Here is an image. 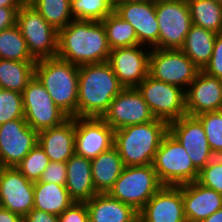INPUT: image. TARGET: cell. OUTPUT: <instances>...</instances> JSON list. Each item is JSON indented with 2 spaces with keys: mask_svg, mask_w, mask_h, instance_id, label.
<instances>
[{
  "mask_svg": "<svg viewBox=\"0 0 222 222\" xmlns=\"http://www.w3.org/2000/svg\"><path fill=\"white\" fill-rule=\"evenodd\" d=\"M110 52L101 21L74 19L58 31L57 57L77 66L107 62Z\"/></svg>",
  "mask_w": 222,
  "mask_h": 222,
  "instance_id": "6da1fadb",
  "label": "cell"
},
{
  "mask_svg": "<svg viewBox=\"0 0 222 222\" xmlns=\"http://www.w3.org/2000/svg\"><path fill=\"white\" fill-rule=\"evenodd\" d=\"M123 89L108 62L79 66L78 117L101 118Z\"/></svg>",
  "mask_w": 222,
  "mask_h": 222,
  "instance_id": "7a4b0ae2",
  "label": "cell"
},
{
  "mask_svg": "<svg viewBox=\"0 0 222 222\" xmlns=\"http://www.w3.org/2000/svg\"><path fill=\"white\" fill-rule=\"evenodd\" d=\"M169 132V123L155 119L114 130V146L125 166L153 164L156 151Z\"/></svg>",
  "mask_w": 222,
  "mask_h": 222,
  "instance_id": "3957f363",
  "label": "cell"
},
{
  "mask_svg": "<svg viewBox=\"0 0 222 222\" xmlns=\"http://www.w3.org/2000/svg\"><path fill=\"white\" fill-rule=\"evenodd\" d=\"M35 77L63 113L78 117L79 66L57 56L41 59L36 61Z\"/></svg>",
  "mask_w": 222,
  "mask_h": 222,
  "instance_id": "277c9868",
  "label": "cell"
},
{
  "mask_svg": "<svg viewBox=\"0 0 222 222\" xmlns=\"http://www.w3.org/2000/svg\"><path fill=\"white\" fill-rule=\"evenodd\" d=\"M152 165L163 186H180L198 180L199 171L170 132L164 136Z\"/></svg>",
  "mask_w": 222,
  "mask_h": 222,
  "instance_id": "5b68a950",
  "label": "cell"
},
{
  "mask_svg": "<svg viewBox=\"0 0 222 222\" xmlns=\"http://www.w3.org/2000/svg\"><path fill=\"white\" fill-rule=\"evenodd\" d=\"M162 186L152 164L125 166L108 193L139 212Z\"/></svg>",
  "mask_w": 222,
  "mask_h": 222,
  "instance_id": "8992f818",
  "label": "cell"
},
{
  "mask_svg": "<svg viewBox=\"0 0 222 222\" xmlns=\"http://www.w3.org/2000/svg\"><path fill=\"white\" fill-rule=\"evenodd\" d=\"M16 24L36 61L57 56L58 31L30 4H24L17 12Z\"/></svg>",
  "mask_w": 222,
  "mask_h": 222,
  "instance_id": "52a82bcc",
  "label": "cell"
},
{
  "mask_svg": "<svg viewBox=\"0 0 222 222\" xmlns=\"http://www.w3.org/2000/svg\"><path fill=\"white\" fill-rule=\"evenodd\" d=\"M157 119L168 123L187 115L185 90L148 75L137 87Z\"/></svg>",
  "mask_w": 222,
  "mask_h": 222,
  "instance_id": "ba28073f",
  "label": "cell"
},
{
  "mask_svg": "<svg viewBox=\"0 0 222 222\" xmlns=\"http://www.w3.org/2000/svg\"><path fill=\"white\" fill-rule=\"evenodd\" d=\"M199 71L200 68L181 49H151L149 75L156 80L179 86L186 91Z\"/></svg>",
  "mask_w": 222,
  "mask_h": 222,
  "instance_id": "9c48e42d",
  "label": "cell"
},
{
  "mask_svg": "<svg viewBox=\"0 0 222 222\" xmlns=\"http://www.w3.org/2000/svg\"><path fill=\"white\" fill-rule=\"evenodd\" d=\"M22 96L24 119L37 132L57 127L69 118L56 106L36 77L28 83Z\"/></svg>",
  "mask_w": 222,
  "mask_h": 222,
  "instance_id": "30bf717a",
  "label": "cell"
},
{
  "mask_svg": "<svg viewBox=\"0 0 222 222\" xmlns=\"http://www.w3.org/2000/svg\"><path fill=\"white\" fill-rule=\"evenodd\" d=\"M155 9L159 24V49H181L193 25L188 3L157 0Z\"/></svg>",
  "mask_w": 222,
  "mask_h": 222,
  "instance_id": "8fae6325",
  "label": "cell"
},
{
  "mask_svg": "<svg viewBox=\"0 0 222 222\" xmlns=\"http://www.w3.org/2000/svg\"><path fill=\"white\" fill-rule=\"evenodd\" d=\"M113 130L155 120L150 107L136 87L124 88L101 117Z\"/></svg>",
  "mask_w": 222,
  "mask_h": 222,
  "instance_id": "7c38bea8",
  "label": "cell"
},
{
  "mask_svg": "<svg viewBox=\"0 0 222 222\" xmlns=\"http://www.w3.org/2000/svg\"><path fill=\"white\" fill-rule=\"evenodd\" d=\"M38 143V132L24 118L0 125V166L16 167Z\"/></svg>",
  "mask_w": 222,
  "mask_h": 222,
  "instance_id": "4fadbf2b",
  "label": "cell"
},
{
  "mask_svg": "<svg viewBox=\"0 0 222 222\" xmlns=\"http://www.w3.org/2000/svg\"><path fill=\"white\" fill-rule=\"evenodd\" d=\"M114 12L134 28L139 45L159 49L155 2L121 0L114 4Z\"/></svg>",
  "mask_w": 222,
  "mask_h": 222,
  "instance_id": "5bb4252c",
  "label": "cell"
},
{
  "mask_svg": "<svg viewBox=\"0 0 222 222\" xmlns=\"http://www.w3.org/2000/svg\"><path fill=\"white\" fill-rule=\"evenodd\" d=\"M169 132L184 147L198 171L215 157L203 125L196 116L184 115L180 119L170 122Z\"/></svg>",
  "mask_w": 222,
  "mask_h": 222,
  "instance_id": "9a60e30c",
  "label": "cell"
},
{
  "mask_svg": "<svg viewBox=\"0 0 222 222\" xmlns=\"http://www.w3.org/2000/svg\"><path fill=\"white\" fill-rule=\"evenodd\" d=\"M145 47L135 45L111 50L107 62L124 88L137 87L149 75L151 49Z\"/></svg>",
  "mask_w": 222,
  "mask_h": 222,
  "instance_id": "2e32d148",
  "label": "cell"
},
{
  "mask_svg": "<svg viewBox=\"0 0 222 222\" xmlns=\"http://www.w3.org/2000/svg\"><path fill=\"white\" fill-rule=\"evenodd\" d=\"M0 207L22 217L34 208V182L16 167H0Z\"/></svg>",
  "mask_w": 222,
  "mask_h": 222,
  "instance_id": "e0dca14e",
  "label": "cell"
},
{
  "mask_svg": "<svg viewBox=\"0 0 222 222\" xmlns=\"http://www.w3.org/2000/svg\"><path fill=\"white\" fill-rule=\"evenodd\" d=\"M114 146V130L102 119L75 117V154L94 159Z\"/></svg>",
  "mask_w": 222,
  "mask_h": 222,
  "instance_id": "ac0fdd59",
  "label": "cell"
},
{
  "mask_svg": "<svg viewBox=\"0 0 222 222\" xmlns=\"http://www.w3.org/2000/svg\"><path fill=\"white\" fill-rule=\"evenodd\" d=\"M142 222H186L182 185L162 186L138 212Z\"/></svg>",
  "mask_w": 222,
  "mask_h": 222,
  "instance_id": "d6986e66",
  "label": "cell"
},
{
  "mask_svg": "<svg viewBox=\"0 0 222 222\" xmlns=\"http://www.w3.org/2000/svg\"><path fill=\"white\" fill-rule=\"evenodd\" d=\"M185 95L187 115L216 112L222 106V79L200 70Z\"/></svg>",
  "mask_w": 222,
  "mask_h": 222,
  "instance_id": "ffe728a7",
  "label": "cell"
},
{
  "mask_svg": "<svg viewBox=\"0 0 222 222\" xmlns=\"http://www.w3.org/2000/svg\"><path fill=\"white\" fill-rule=\"evenodd\" d=\"M182 198L187 222H202L222 207V194L197 180L182 185Z\"/></svg>",
  "mask_w": 222,
  "mask_h": 222,
  "instance_id": "44dd1931",
  "label": "cell"
},
{
  "mask_svg": "<svg viewBox=\"0 0 222 222\" xmlns=\"http://www.w3.org/2000/svg\"><path fill=\"white\" fill-rule=\"evenodd\" d=\"M38 144L51 162H66L75 154V117L38 132Z\"/></svg>",
  "mask_w": 222,
  "mask_h": 222,
  "instance_id": "7402d4cb",
  "label": "cell"
},
{
  "mask_svg": "<svg viewBox=\"0 0 222 222\" xmlns=\"http://www.w3.org/2000/svg\"><path fill=\"white\" fill-rule=\"evenodd\" d=\"M65 187L74 202H87L96 192L91 170V160L73 154L67 161Z\"/></svg>",
  "mask_w": 222,
  "mask_h": 222,
  "instance_id": "603a6c76",
  "label": "cell"
},
{
  "mask_svg": "<svg viewBox=\"0 0 222 222\" xmlns=\"http://www.w3.org/2000/svg\"><path fill=\"white\" fill-rule=\"evenodd\" d=\"M85 204L90 222H135L138 219V211L109 193H98Z\"/></svg>",
  "mask_w": 222,
  "mask_h": 222,
  "instance_id": "cb8c5ba5",
  "label": "cell"
},
{
  "mask_svg": "<svg viewBox=\"0 0 222 222\" xmlns=\"http://www.w3.org/2000/svg\"><path fill=\"white\" fill-rule=\"evenodd\" d=\"M125 165L115 146L91 159L92 179L97 193H108Z\"/></svg>",
  "mask_w": 222,
  "mask_h": 222,
  "instance_id": "d4e9b609",
  "label": "cell"
},
{
  "mask_svg": "<svg viewBox=\"0 0 222 222\" xmlns=\"http://www.w3.org/2000/svg\"><path fill=\"white\" fill-rule=\"evenodd\" d=\"M73 202L65 185L34 182V209L59 216Z\"/></svg>",
  "mask_w": 222,
  "mask_h": 222,
  "instance_id": "484cf974",
  "label": "cell"
},
{
  "mask_svg": "<svg viewBox=\"0 0 222 222\" xmlns=\"http://www.w3.org/2000/svg\"><path fill=\"white\" fill-rule=\"evenodd\" d=\"M217 33L192 25L181 50L202 70L209 62Z\"/></svg>",
  "mask_w": 222,
  "mask_h": 222,
  "instance_id": "4316f807",
  "label": "cell"
},
{
  "mask_svg": "<svg viewBox=\"0 0 222 222\" xmlns=\"http://www.w3.org/2000/svg\"><path fill=\"white\" fill-rule=\"evenodd\" d=\"M36 62L0 59V89L22 93L35 77Z\"/></svg>",
  "mask_w": 222,
  "mask_h": 222,
  "instance_id": "83f0119b",
  "label": "cell"
},
{
  "mask_svg": "<svg viewBox=\"0 0 222 222\" xmlns=\"http://www.w3.org/2000/svg\"><path fill=\"white\" fill-rule=\"evenodd\" d=\"M192 24L206 30L222 32V4L213 0H187Z\"/></svg>",
  "mask_w": 222,
  "mask_h": 222,
  "instance_id": "f1b7e54d",
  "label": "cell"
},
{
  "mask_svg": "<svg viewBox=\"0 0 222 222\" xmlns=\"http://www.w3.org/2000/svg\"><path fill=\"white\" fill-rule=\"evenodd\" d=\"M0 59L36 62L17 24L0 31Z\"/></svg>",
  "mask_w": 222,
  "mask_h": 222,
  "instance_id": "f546056e",
  "label": "cell"
},
{
  "mask_svg": "<svg viewBox=\"0 0 222 222\" xmlns=\"http://www.w3.org/2000/svg\"><path fill=\"white\" fill-rule=\"evenodd\" d=\"M110 49L139 45L134 28L114 11L101 21Z\"/></svg>",
  "mask_w": 222,
  "mask_h": 222,
  "instance_id": "4dcf8cb0",
  "label": "cell"
},
{
  "mask_svg": "<svg viewBox=\"0 0 222 222\" xmlns=\"http://www.w3.org/2000/svg\"><path fill=\"white\" fill-rule=\"evenodd\" d=\"M29 4L57 31L74 20L71 0H32Z\"/></svg>",
  "mask_w": 222,
  "mask_h": 222,
  "instance_id": "1f68e13d",
  "label": "cell"
},
{
  "mask_svg": "<svg viewBox=\"0 0 222 222\" xmlns=\"http://www.w3.org/2000/svg\"><path fill=\"white\" fill-rule=\"evenodd\" d=\"M114 11L111 0H71L75 20L102 21Z\"/></svg>",
  "mask_w": 222,
  "mask_h": 222,
  "instance_id": "d6a6232c",
  "label": "cell"
},
{
  "mask_svg": "<svg viewBox=\"0 0 222 222\" xmlns=\"http://www.w3.org/2000/svg\"><path fill=\"white\" fill-rule=\"evenodd\" d=\"M49 162V157L37 143L16 168L28 180L35 182L39 181Z\"/></svg>",
  "mask_w": 222,
  "mask_h": 222,
  "instance_id": "836d02e7",
  "label": "cell"
},
{
  "mask_svg": "<svg viewBox=\"0 0 222 222\" xmlns=\"http://www.w3.org/2000/svg\"><path fill=\"white\" fill-rule=\"evenodd\" d=\"M19 118H24L22 93L0 89V125Z\"/></svg>",
  "mask_w": 222,
  "mask_h": 222,
  "instance_id": "e575fe53",
  "label": "cell"
},
{
  "mask_svg": "<svg viewBox=\"0 0 222 222\" xmlns=\"http://www.w3.org/2000/svg\"><path fill=\"white\" fill-rule=\"evenodd\" d=\"M203 125L209 146L215 156L222 152V118L217 112H205L196 116Z\"/></svg>",
  "mask_w": 222,
  "mask_h": 222,
  "instance_id": "d590c367",
  "label": "cell"
},
{
  "mask_svg": "<svg viewBox=\"0 0 222 222\" xmlns=\"http://www.w3.org/2000/svg\"><path fill=\"white\" fill-rule=\"evenodd\" d=\"M205 187L222 194V161L215 156L205 167L199 171L197 180Z\"/></svg>",
  "mask_w": 222,
  "mask_h": 222,
  "instance_id": "8d00e7d4",
  "label": "cell"
},
{
  "mask_svg": "<svg viewBox=\"0 0 222 222\" xmlns=\"http://www.w3.org/2000/svg\"><path fill=\"white\" fill-rule=\"evenodd\" d=\"M202 71L222 79V32L217 33L212 56Z\"/></svg>",
  "mask_w": 222,
  "mask_h": 222,
  "instance_id": "74e56055",
  "label": "cell"
},
{
  "mask_svg": "<svg viewBox=\"0 0 222 222\" xmlns=\"http://www.w3.org/2000/svg\"><path fill=\"white\" fill-rule=\"evenodd\" d=\"M67 179L66 162H49L39 181L65 185Z\"/></svg>",
  "mask_w": 222,
  "mask_h": 222,
  "instance_id": "f35d334b",
  "label": "cell"
},
{
  "mask_svg": "<svg viewBox=\"0 0 222 222\" xmlns=\"http://www.w3.org/2000/svg\"><path fill=\"white\" fill-rule=\"evenodd\" d=\"M59 222H90L85 202H73L58 216Z\"/></svg>",
  "mask_w": 222,
  "mask_h": 222,
  "instance_id": "ab89813d",
  "label": "cell"
},
{
  "mask_svg": "<svg viewBox=\"0 0 222 222\" xmlns=\"http://www.w3.org/2000/svg\"><path fill=\"white\" fill-rule=\"evenodd\" d=\"M19 10L20 8L0 7V31L16 25Z\"/></svg>",
  "mask_w": 222,
  "mask_h": 222,
  "instance_id": "60d3db41",
  "label": "cell"
},
{
  "mask_svg": "<svg viewBox=\"0 0 222 222\" xmlns=\"http://www.w3.org/2000/svg\"><path fill=\"white\" fill-rule=\"evenodd\" d=\"M24 222H59V219L57 215L33 208L24 217Z\"/></svg>",
  "mask_w": 222,
  "mask_h": 222,
  "instance_id": "b9f144b4",
  "label": "cell"
},
{
  "mask_svg": "<svg viewBox=\"0 0 222 222\" xmlns=\"http://www.w3.org/2000/svg\"><path fill=\"white\" fill-rule=\"evenodd\" d=\"M0 222H24V217L0 207Z\"/></svg>",
  "mask_w": 222,
  "mask_h": 222,
  "instance_id": "7bdbcfd3",
  "label": "cell"
},
{
  "mask_svg": "<svg viewBox=\"0 0 222 222\" xmlns=\"http://www.w3.org/2000/svg\"><path fill=\"white\" fill-rule=\"evenodd\" d=\"M23 5L21 0H0V7L21 8Z\"/></svg>",
  "mask_w": 222,
  "mask_h": 222,
  "instance_id": "ee69618b",
  "label": "cell"
},
{
  "mask_svg": "<svg viewBox=\"0 0 222 222\" xmlns=\"http://www.w3.org/2000/svg\"><path fill=\"white\" fill-rule=\"evenodd\" d=\"M202 222H222V207Z\"/></svg>",
  "mask_w": 222,
  "mask_h": 222,
  "instance_id": "f6af8a7d",
  "label": "cell"
},
{
  "mask_svg": "<svg viewBox=\"0 0 222 222\" xmlns=\"http://www.w3.org/2000/svg\"><path fill=\"white\" fill-rule=\"evenodd\" d=\"M133 2H156L157 0H128Z\"/></svg>",
  "mask_w": 222,
  "mask_h": 222,
  "instance_id": "bcb514c9",
  "label": "cell"
},
{
  "mask_svg": "<svg viewBox=\"0 0 222 222\" xmlns=\"http://www.w3.org/2000/svg\"><path fill=\"white\" fill-rule=\"evenodd\" d=\"M222 118V106L216 111Z\"/></svg>",
  "mask_w": 222,
  "mask_h": 222,
  "instance_id": "7dc6e473",
  "label": "cell"
},
{
  "mask_svg": "<svg viewBox=\"0 0 222 222\" xmlns=\"http://www.w3.org/2000/svg\"><path fill=\"white\" fill-rule=\"evenodd\" d=\"M24 4H29L32 0H21Z\"/></svg>",
  "mask_w": 222,
  "mask_h": 222,
  "instance_id": "c3c4849f",
  "label": "cell"
},
{
  "mask_svg": "<svg viewBox=\"0 0 222 222\" xmlns=\"http://www.w3.org/2000/svg\"><path fill=\"white\" fill-rule=\"evenodd\" d=\"M160 1H185L187 2V0H160Z\"/></svg>",
  "mask_w": 222,
  "mask_h": 222,
  "instance_id": "681fc988",
  "label": "cell"
},
{
  "mask_svg": "<svg viewBox=\"0 0 222 222\" xmlns=\"http://www.w3.org/2000/svg\"><path fill=\"white\" fill-rule=\"evenodd\" d=\"M217 157L220 158L222 161V152Z\"/></svg>",
  "mask_w": 222,
  "mask_h": 222,
  "instance_id": "f907efd6",
  "label": "cell"
},
{
  "mask_svg": "<svg viewBox=\"0 0 222 222\" xmlns=\"http://www.w3.org/2000/svg\"><path fill=\"white\" fill-rule=\"evenodd\" d=\"M215 2L221 3L222 4V0H213Z\"/></svg>",
  "mask_w": 222,
  "mask_h": 222,
  "instance_id": "816d5d0a",
  "label": "cell"
},
{
  "mask_svg": "<svg viewBox=\"0 0 222 222\" xmlns=\"http://www.w3.org/2000/svg\"><path fill=\"white\" fill-rule=\"evenodd\" d=\"M114 4L118 1H121V0H111Z\"/></svg>",
  "mask_w": 222,
  "mask_h": 222,
  "instance_id": "f5cc1de1",
  "label": "cell"
},
{
  "mask_svg": "<svg viewBox=\"0 0 222 222\" xmlns=\"http://www.w3.org/2000/svg\"><path fill=\"white\" fill-rule=\"evenodd\" d=\"M135 222H142L139 218Z\"/></svg>",
  "mask_w": 222,
  "mask_h": 222,
  "instance_id": "db71d44e",
  "label": "cell"
}]
</instances>
